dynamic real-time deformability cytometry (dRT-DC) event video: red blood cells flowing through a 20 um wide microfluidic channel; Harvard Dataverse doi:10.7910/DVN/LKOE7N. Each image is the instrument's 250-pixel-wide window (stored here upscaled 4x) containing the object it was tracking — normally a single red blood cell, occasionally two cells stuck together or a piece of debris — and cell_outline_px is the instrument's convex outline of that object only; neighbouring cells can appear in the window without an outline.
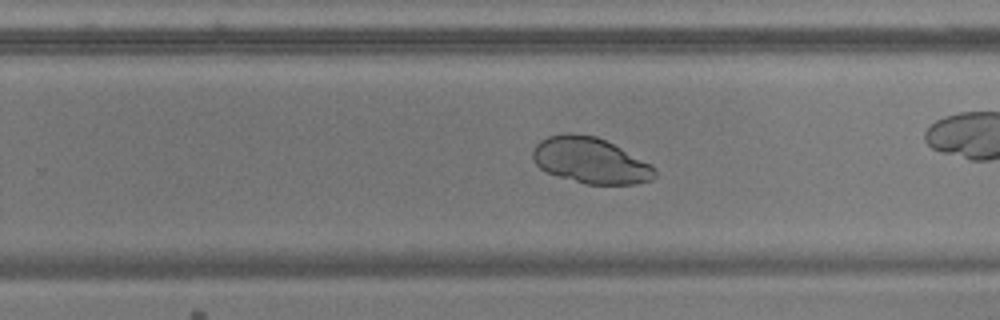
{"species": "common noctule bat (a hibernating species)", "species_latin": "Nyctalus noctula", "temperature_condition": "warm", "stored_images_in_passage": 26, "camera_frame_rate_fps": 3000, "um_per_image_px": 0.085, "animal": {"sex": "male", "body_mass_g": 17.9, "forearm_length_mm": 54.2}, "frame": {"image": 1, "passage_image": 17, "time_ms": 5.333, "image_size_px": [1000, 320], "cell_outline_px": [[656, 176], [652, 180], [636, 184], [584, 184], [556, 176], [540, 168], [536, 164], [532, 156], [532, 152], [536, 144], [540, 140], [548, 136], [564, 132], [572, 132], [596, 136], [652, 164], [656, 168]], "centroid_in_image_um": [50.18, 13.64], "position_along_channel_um": 279.6, "area_um2": 32.83}}
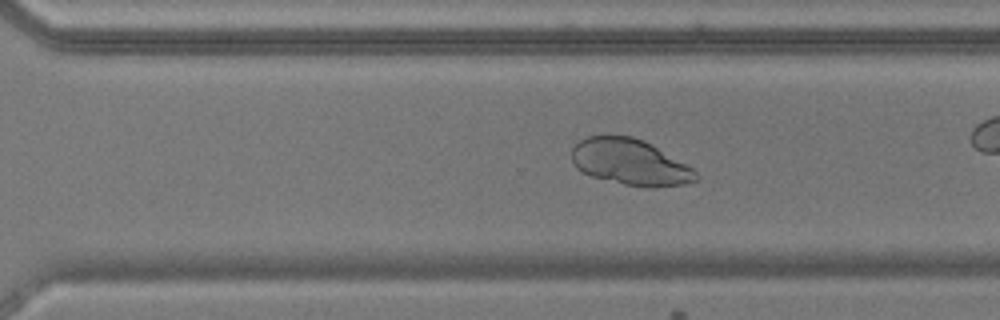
{"frame": {"image": 2, "passage_image": 20, "time_ms": 6.333, "image_size_px": [1000, 320], "cell_outline_px": [[700, 176], [696, 180], [684, 184], [652, 188], [648, 188], [624, 184], [592, 176], [576, 168], [572, 160], [572, 148], [580, 140], [588, 136], [632, 136], [656, 148], [692, 168]], "centroid_in_image_um": [53.54, 13.8], "position_along_channel_um": 317.1, "area_um2": 32.66}}